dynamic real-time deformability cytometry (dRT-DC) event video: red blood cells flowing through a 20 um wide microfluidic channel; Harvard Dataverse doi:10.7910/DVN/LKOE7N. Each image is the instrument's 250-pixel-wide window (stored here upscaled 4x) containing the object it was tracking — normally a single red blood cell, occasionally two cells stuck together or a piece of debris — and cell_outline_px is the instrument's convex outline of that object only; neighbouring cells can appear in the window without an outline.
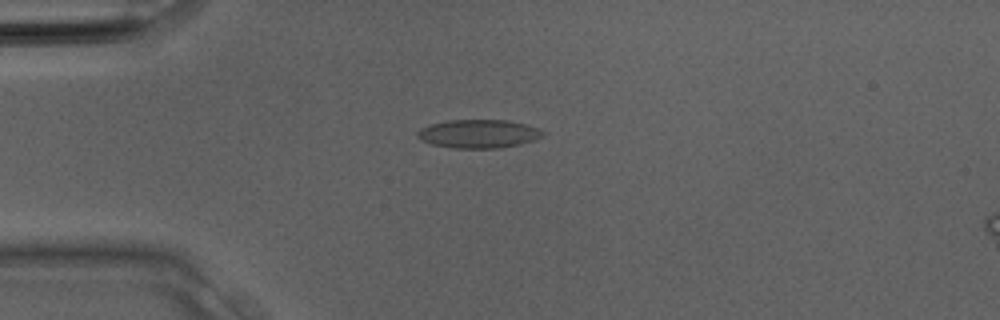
{"species": "Egyptian fruit bat (a non-hibernating species)", "species_latin": "Rousettus aegyptiacus", "temperature_condition": "room temperature", "stored_images_in_passage": 32, "camera_frame_rate_fps": 3000, "um_per_image_px": 0.085, "animal": {"sex": "male"}, "frame": {"image": 1, "passage_image": 8, "time_ms": 2.333, "image_size_px": [1000, 320], "cell_outline_px": [[548, 132], [544, 136], [536, 140], [520, 144], [500, 148], [452, 148], [432, 144], [420, 140], [416, 136], [416, 132], [420, 128], [432, 124], [448, 120], [508, 120], [540, 128]], "centroid_in_image_um": [40.72, 11.37], "position_along_channel_um": 44.3, "area_um2": 21.1}}
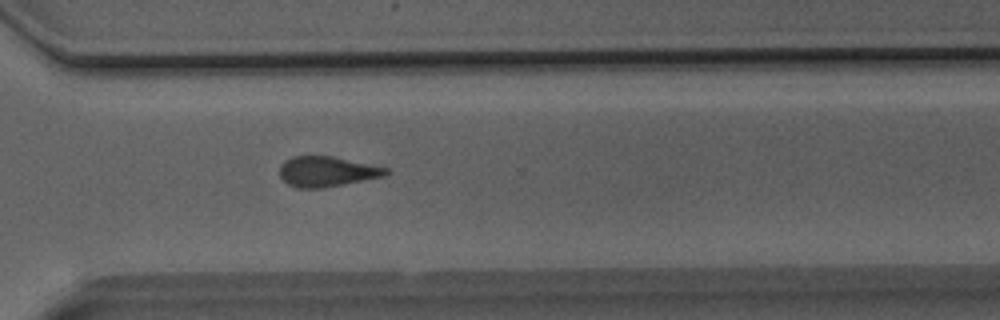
{"frame": {"image": 2, "passage_image": 23, "time_ms": 7.333, "image_size_px": [1000, 320], "cell_outline_px": [[392, 172], [384, 176], [344, 184], [320, 188], [296, 188], [288, 184], [280, 176], [280, 164], [284, 160], [292, 156], [332, 156], [392, 168]], "centroid_in_image_um": [27.83, 14.57], "position_along_channel_um": 342.8, "area_um2": 18.96}}
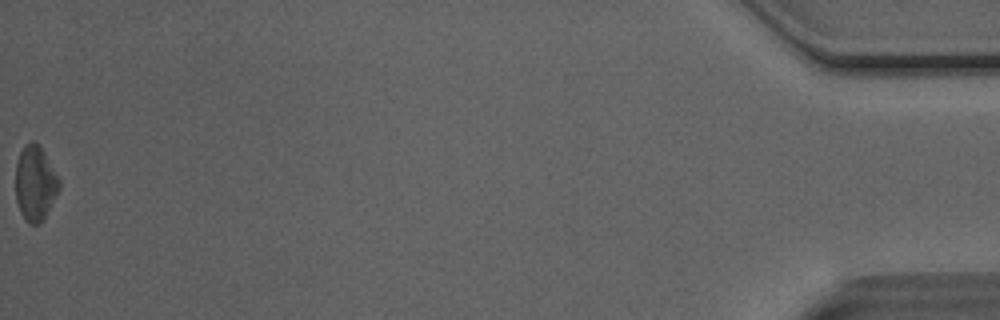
{"frame": {"image": 3, "passage_image": 32, "time_ms": 10.333, "image_size_px": [1000, 320], "cell_outline_px": [[60, 188], [40, 224], [28, 224], [24, 220], [20, 212], [16, 200], [16, 164], [20, 152], [24, 144], [32, 140], [40, 144], [60, 180]], "centroid_in_image_um": [2.98, 15.56], "position_along_channel_um": 432.2, "area_um2": 19.13}}